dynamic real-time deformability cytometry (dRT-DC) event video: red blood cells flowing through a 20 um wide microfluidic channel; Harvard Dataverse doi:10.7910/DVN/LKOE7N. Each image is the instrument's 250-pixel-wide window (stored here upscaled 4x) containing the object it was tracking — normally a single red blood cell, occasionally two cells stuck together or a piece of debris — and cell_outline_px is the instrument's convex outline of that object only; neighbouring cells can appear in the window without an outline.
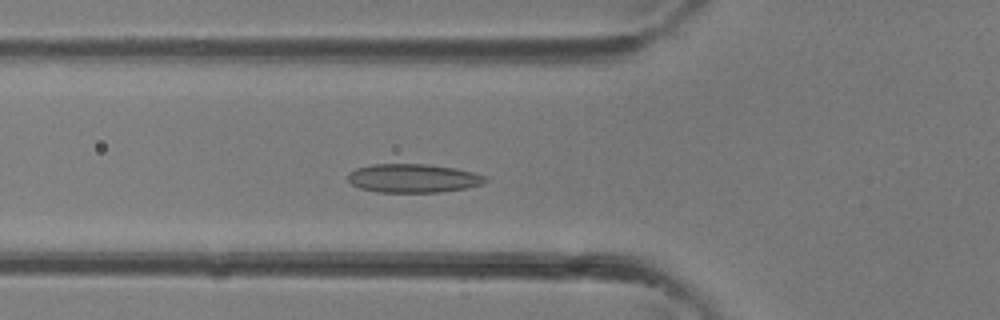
{"species": "common noctule bat (a hibernating species)", "species_latin": "Nyctalus noctula", "temperature_condition": "room temperature", "stored_images_in_passage": 35, "camera_frame_rate_fps": 3000, "um_per_image_px": 0.085, "animal": {"sex": "female"}, "frame": {"image": 1, "passage_image": 12, "time_ms": 3.667, "image_size_px": [1000, 320], "cell_outline_px": [[488, 180], [480, 184], [468, 188], [440, 192], [376, 192], [360, 188], [352, 184], [348, 180], [348, 172], [356, 168], [372, 164], [428, 164], [456, 168], [476, 172], [488, 176]], "centroid_in_image_um": [35.15, 15.14], "position_along_channel_um": 90.7, "area_um2": 23.24}}
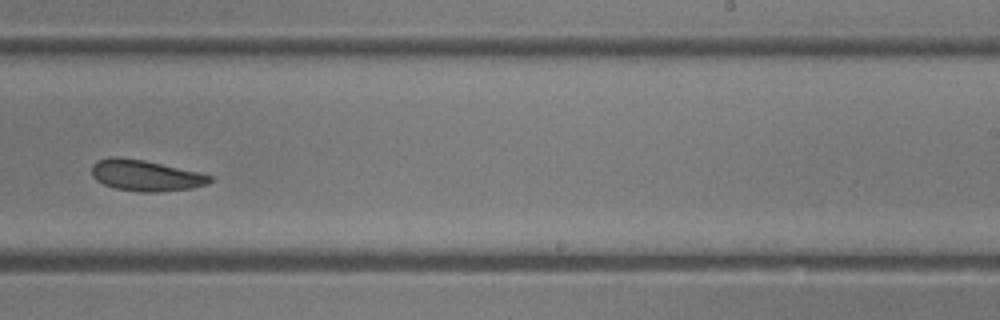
{"frame": {"image": 2, "passage_image": 22, "time_ms": 7.0, "image_size_px": [1000, 320], "cell_outline_px": [[212, 180], [208, 184], [192, 188], [156, 192], [140, 192], [116, 188], [104, 184], [96, 180], [92, 176], [92, 164], [96, 160], [112, 156], [116, 156], [144, 160], [200, 172], [212, 176]], "centroid_in_image_um": [12.37, 14.91], "position_along_channel_um": 276.6, "area_um2": 21.44}}
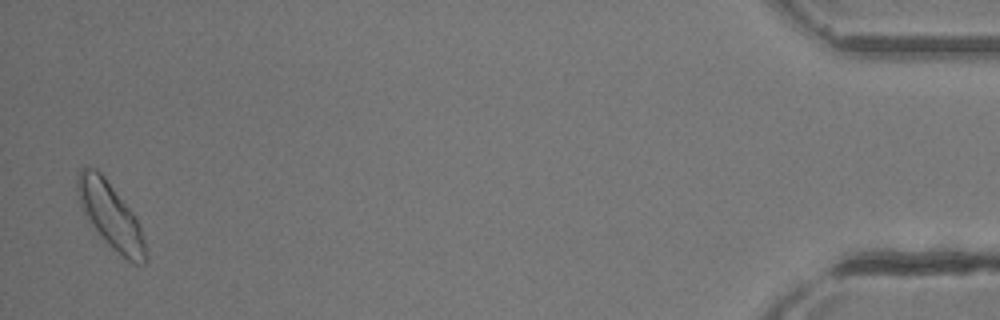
{"frame": {"image": 3, "passage_image": 35, "time_ms": 11.333, "image_size_px": [1000, 320], "cell_outline_px": [[148, 260], [144, 264], [132, 264], [112, 248], [108, 244], [88, 220], [80, 204], [76, 188], [76, 180], [80, 168], [84, 164], [96, 168], [104, 176], [132, 212], [140, 228], [144, 240]], "centroid_in_image_um": [9.38, 18.3], "position_along_channel_um": 425.8, "area_um2": 25.89}}